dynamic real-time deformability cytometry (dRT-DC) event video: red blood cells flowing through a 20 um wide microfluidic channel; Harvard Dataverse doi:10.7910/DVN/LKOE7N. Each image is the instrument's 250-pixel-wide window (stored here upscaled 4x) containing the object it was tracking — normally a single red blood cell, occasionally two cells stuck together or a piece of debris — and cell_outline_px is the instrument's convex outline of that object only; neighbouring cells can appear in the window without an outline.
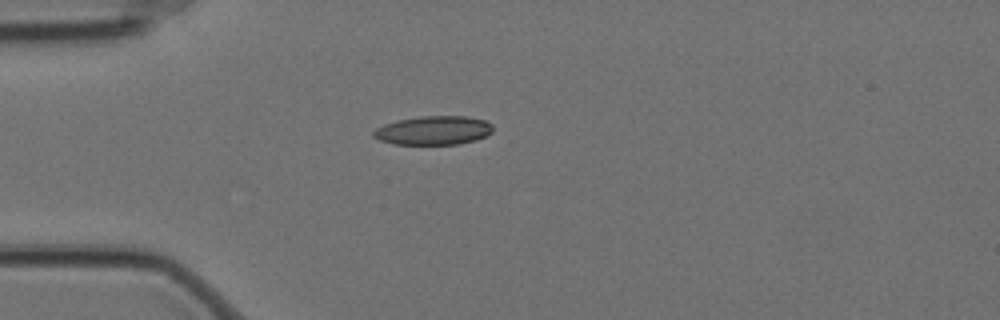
{"species": "Egyptian fruit bat (a non-hibernating species)", "species_latin": "Rousettus aegyptiacus", "temperature_condition": "cold", "stored_images_in_passage": 3, "camera_frame_rate_fps": 3000, "um_per_image_px": 0.085, "animal": {"sex": "female"}, "frame": {"image": 1, "passage_image": 3, "time_ms": 0.667, "image_size_px": [1000, 320], "cell_outline_px": [[492, 132], [488, 136], [476, 140], [456, 144], [392, 144], [380, 140], [372, 136], [372, 132], [376, 128], [384, 124], [396, 120], [420, 116], [464, 116], [484, 120], [492, 124]], "centroid_in_image_um": [36.83, 11.08], "position_along_channel_um": 48.2, "area_um2": 20.17}}